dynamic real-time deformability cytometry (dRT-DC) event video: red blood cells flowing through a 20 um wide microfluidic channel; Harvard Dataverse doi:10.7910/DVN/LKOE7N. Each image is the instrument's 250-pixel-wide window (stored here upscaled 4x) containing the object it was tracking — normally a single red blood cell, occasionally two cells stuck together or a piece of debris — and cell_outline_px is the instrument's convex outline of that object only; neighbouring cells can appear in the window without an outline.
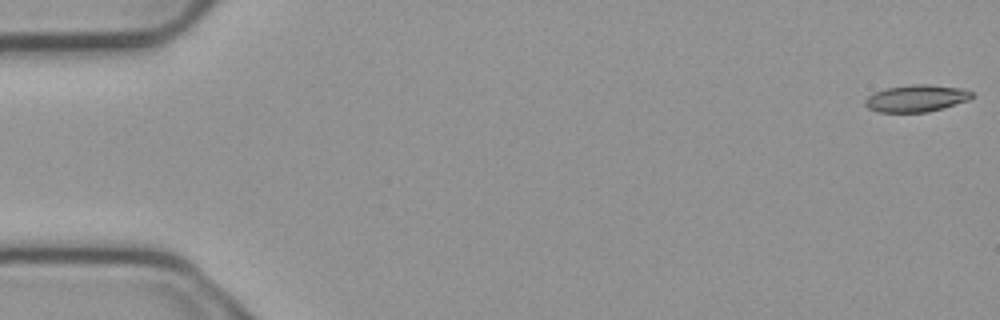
{"species": "common noctule bat (a hibernating species)", "species_latin": "Nyctalus noctula", "temperature_condition": "cold", "stored_images_in_passage": 2, "segment_of_instrument_passage": [2, 2], "camera_frame_rate_fps": 3000, "um_per_image_px": 0.085, "animal": {"sex": "male", "body_mass_g": 23.1, "forearm_length_mm": 52.7}, "frame": {"image": 1, "passage_image": 2, "time_ms": 0.333, "image_size_px": [1000, 320], "cell_outline_px": [[972, 96], [968, 100], [928, 112], [880, 112], [868, 108], [864, 104], [864, 100], [872, 92], [884, 88], [912, 84], [924, 84], [960, 88], [972, 92]], "centroid_in_image_um": [77.81, 8.35], "position_along_channel_um": 7.2, "area_um2": 16.7}}